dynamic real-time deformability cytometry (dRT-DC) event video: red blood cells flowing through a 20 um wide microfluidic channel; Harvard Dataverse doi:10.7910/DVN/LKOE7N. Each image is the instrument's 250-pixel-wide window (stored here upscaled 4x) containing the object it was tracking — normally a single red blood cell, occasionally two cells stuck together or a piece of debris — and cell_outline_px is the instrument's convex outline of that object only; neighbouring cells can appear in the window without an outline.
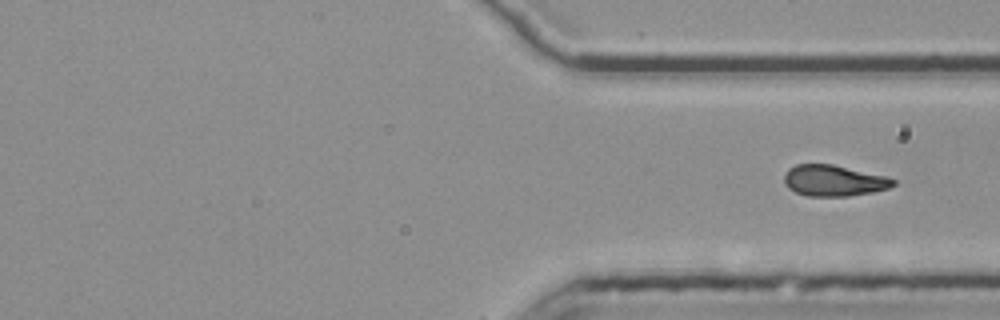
{"species": "common noctule bat (a hibernating species)", "species_latin": "Nyctalus noctula", "temperature_condition": "room temperature", "stored_images_in_passage": 23, "camera_frame_rate_fps": 3000, "um_per_image_px": 0.085, "animal": {"sex": "female", "body_mass_g": 25.1}, "frame": {"image": 1, "passage_image": 23, "time_ms": 7.333, "image_size_px": [1000, 320], "cell_outline_px": [[896, 184], [888, 188], [872, 192], [848, 196], [808, 196], [796, 192], [788, 188], [784, 184], [784, 172], [788, 168], [796, 164], [832, 164], [888, 176], [896, 180]], "centroid_in_image_um": [70.86, 15.34], "position_along_channel_um": 340.5, "area_um2": 19.94}}